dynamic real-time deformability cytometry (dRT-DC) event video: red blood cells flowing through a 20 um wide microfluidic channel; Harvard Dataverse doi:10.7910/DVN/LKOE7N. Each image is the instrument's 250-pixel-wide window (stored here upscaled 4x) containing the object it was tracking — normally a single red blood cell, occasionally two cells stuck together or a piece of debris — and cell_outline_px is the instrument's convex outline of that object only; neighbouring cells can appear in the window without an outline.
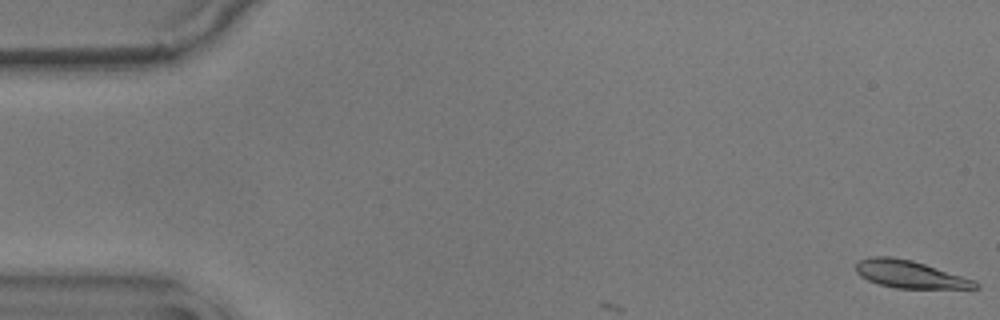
{"species": "common noctule bat (a hibernating species)", "species_latin": "Nyctalus noctula", "temperature_condition": "warm", "stored_images_in_passage": 6, "camera_frame_rate_fps": 3000, "um_per_image_px": 0.085, "animal": {"sex": "male", "body_mass_g": 17.9}, "frame": {"image": 1, "passage_image": 1, "time_ms": 0.0, "image_size_px": [1000, 320], "cell_outline_px": [[980, 288], [896, 288], [880, 284], [868, 280], [860, 276], [856, 272], [856, 264], [860, 260], [872, 256], [888, 256], [912, 260], [976, 280], [980, 284]], "centroid_in_image_um": [77.35, 23.31], "position_along_channel_um": 7.6, "area_um2": 19.02}}